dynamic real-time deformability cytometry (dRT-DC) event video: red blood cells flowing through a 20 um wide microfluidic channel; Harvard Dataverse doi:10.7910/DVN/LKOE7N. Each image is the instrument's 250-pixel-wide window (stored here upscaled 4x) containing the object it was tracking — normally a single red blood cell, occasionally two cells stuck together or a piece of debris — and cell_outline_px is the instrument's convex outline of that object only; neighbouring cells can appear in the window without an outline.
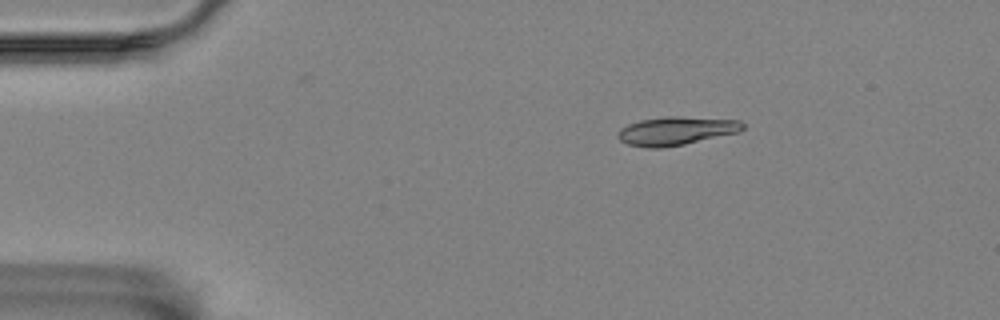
{"species": "Egyptian fruit bat (a non-hibernating species)", "species_latin": "Rousettus aegyptiacus", "temperature_condition": "room temperature", "stored_images_in_passage": 5, "camera_frame_rate_fps": 3000, "um_per_image_px": 0.085, "animal": {"sex": "female"}, "frame": {"image": 1, "passage_image": 3, "time_ms": 2.333, "image_size_px": [1000, 320], "cell_outline_px": [[744, 128], [740, 132], [684, 144], [660, 148], [648, 148], [628, 144], [620, 140], [616, 136], [620, 128], [628, 124], [640, 120], [668, 116], [676, 116], [740, 120], [744, 124]], "centroid_in_image_um": [57.47, 11.12], "position_along_channel_um": 27.5, "area_um2": 20.69}}